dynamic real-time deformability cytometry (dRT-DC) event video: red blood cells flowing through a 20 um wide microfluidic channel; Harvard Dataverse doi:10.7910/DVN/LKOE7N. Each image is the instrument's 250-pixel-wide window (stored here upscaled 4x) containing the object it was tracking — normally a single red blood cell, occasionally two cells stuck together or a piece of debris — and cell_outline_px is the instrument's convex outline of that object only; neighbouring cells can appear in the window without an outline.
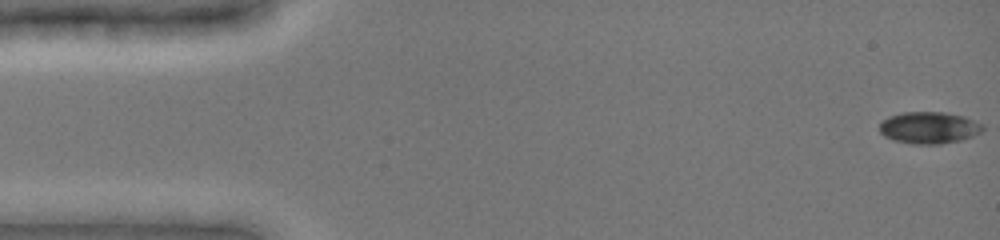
{"species": "common noctule bat (a hibernating species)", "species_latin": "Nyctalus noctula", "temperature_condition": "cold", "stored_images_in_passage": 49, "camera_frame_rate_fps": 3000, "um_per_image_px": 0.085, "animal": {"sex": "female", "body_mass_g": 19.0, "forearm_length_mm": 51.5}, "frame": {"image": 1, "passage_image": 1, "time_ms": 0.0, "image_size_px": [1000, 240], "cell_outline_px": [[984, 128], [980, 132], [972, 136], [960, 140], [940, 144], [912, 144], [892, 140], [884, 136], [880, 132], [880, 124], [888, 116], [904, 112], [944, 112], [964, 116], [984, 124]], "centroid_in_image_um": [78.97, 10.85], "position_along_channel_um": 6.0, "area_um2": 19.19}}
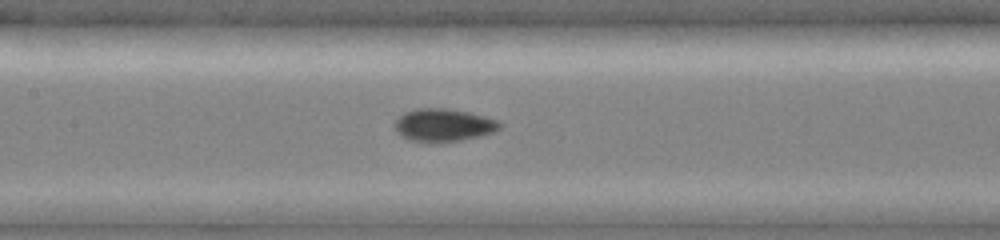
{"frame": {"image": 2, "passage_image": 23, "time_ms": 7.333, "image_size_px": [1000, 240], "cell_outline_px": [[500, 128], [492, 132], [480, 136], [440, 144], [428, 144], [412, 140], [400, 136], [396, 132], [396, 120], [404, 112], [412, 108], [448, 108], [468, 112], [484, 116], [496, 120], [500, 124]], "centroid_in_image_um": [37.65, 10.65], "position_along_channel_um": 169.8, "area_um2": 20.35}}
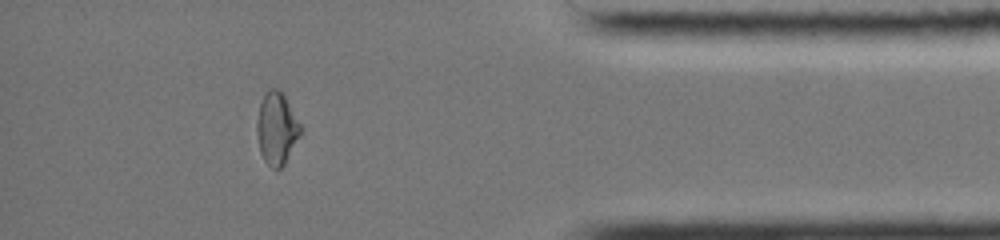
{"frame": {"image": 3, "passage_image": 43, "time_ms": 14.0, "image_size_px": [1000, 240], "cell_outline_px": [[304, 128], [284, 164], [280, 168], [272, 168], [264, 160], [260, 152], [256, 132], [256, 120], [260, 104], [264, 92], [268, 88], [280, 88], [284, 92]], "centroid_in_image_um": [23.53, 10.84], "position_along_channel_um": 411.7, "area_um2": 18.9}, "authors_computed_cell_mechanics": {"area_um2": 18.9584, "velocity_mm_per_s": 3.9645, "shape_relaxation_time_tau1_ms": 4.7168, "shape_relaxation_time_tau2_ms": 3.7824, "deformation_change_tau1": 0.1089, "deformation_change_tau2": 0.0497}}